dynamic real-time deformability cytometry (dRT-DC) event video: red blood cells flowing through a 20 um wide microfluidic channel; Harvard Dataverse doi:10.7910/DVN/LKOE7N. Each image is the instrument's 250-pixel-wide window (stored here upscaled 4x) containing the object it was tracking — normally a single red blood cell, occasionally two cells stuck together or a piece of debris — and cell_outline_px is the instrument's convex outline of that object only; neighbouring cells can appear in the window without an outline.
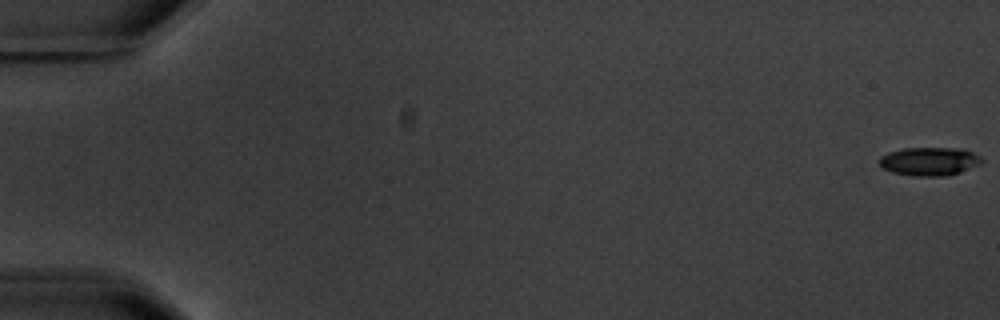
{"species": "common noctule bat (a hibernating species)", "species_latin": "Nyctalus noctula", "temperature_condition": "warm", "stored_images_in_passage": 5, "camera_frame_rate_fps": 3000, "um_per_image_px": 0.085, "animal": {"sex": "male", "body_mass_g": 20.1, "forearm_length_mm": 53.5}, "frame": {"image": 1, "passage_image": 1, "time_ms": 0.0, "image_size_px": [1000, 320], "cell_outline_px": [[984, 160], [980, 164], [960, 172], [948, 176], [916, 176], [892, 172], [884, 168], [880, 164], [880, 156], [888, 152], [904, 148], [964, 148], [980, 156]], "centroid_in_image_um": [79.03, 13.71], "position_along_channel_um": 6.0, "area_um2": 16.99}}